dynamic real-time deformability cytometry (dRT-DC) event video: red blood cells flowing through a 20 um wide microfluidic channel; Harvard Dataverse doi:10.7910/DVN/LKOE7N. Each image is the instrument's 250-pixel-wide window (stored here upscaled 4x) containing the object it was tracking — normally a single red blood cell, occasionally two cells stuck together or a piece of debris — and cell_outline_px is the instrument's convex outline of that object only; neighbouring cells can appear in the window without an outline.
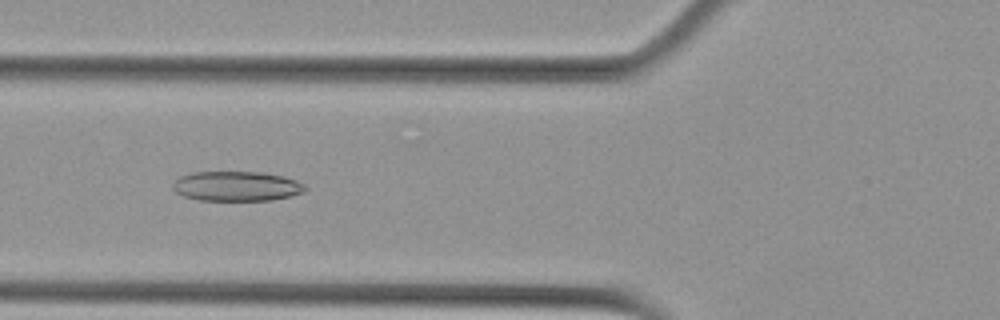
{"species": "Egyptian fruit bat (a non-hibernating species)", "species_latin": "Rousettus aegyptiacus", "temperature_condition": "cold", "stored_images_in_passage": 7, "camera_frame_rate_fps": 3000, "um_per_image_px": 0.085, "animal": {"sex": "female"}, "frame": {"image": 1, "passage_image": 6, "time_ms": 1.667, "image_size_px": [1000, 320], "cell_outline_px": [[308, 188], [304, 192], [292, 196], [272, 200], [200, 200], [184, 196], [176, 192], [172, 188], [172, 184], [180, 176], [192, 172], [260, 172], [284, 176], [296, 180], [304, 184]], "centroid_in_image_um": [20.14, 15.82], "position_along_channel_um": 105.7, "area_um2": 23.06}}
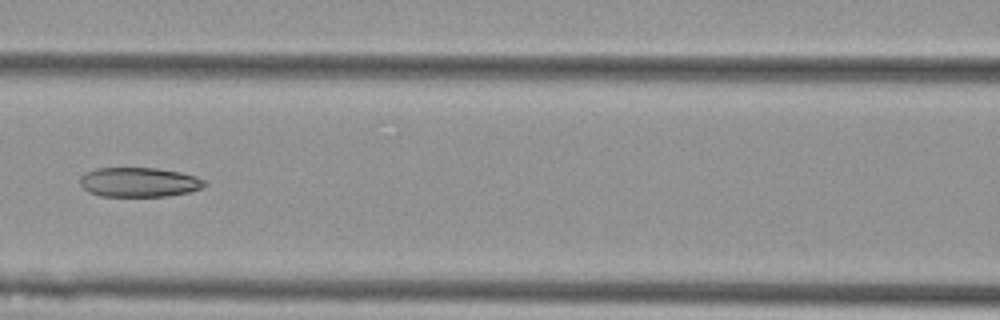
{"frame": {"image": 2, "passage_image": 7, "time_ms": 2.0, "image_size_px": [1000, 320], "cell_outline_px": [[208, 184], [200, 188], [188, 192], [168, 196], [100, 196], [88, 192], [80, 184], [80, 176], [96, 168], [156, 168], [180, 172], [204, 180]], "centroid_in_image_um": [11.79, 15.49], "position_along_channel_um": 154.8, "area_um2": 21.27}}